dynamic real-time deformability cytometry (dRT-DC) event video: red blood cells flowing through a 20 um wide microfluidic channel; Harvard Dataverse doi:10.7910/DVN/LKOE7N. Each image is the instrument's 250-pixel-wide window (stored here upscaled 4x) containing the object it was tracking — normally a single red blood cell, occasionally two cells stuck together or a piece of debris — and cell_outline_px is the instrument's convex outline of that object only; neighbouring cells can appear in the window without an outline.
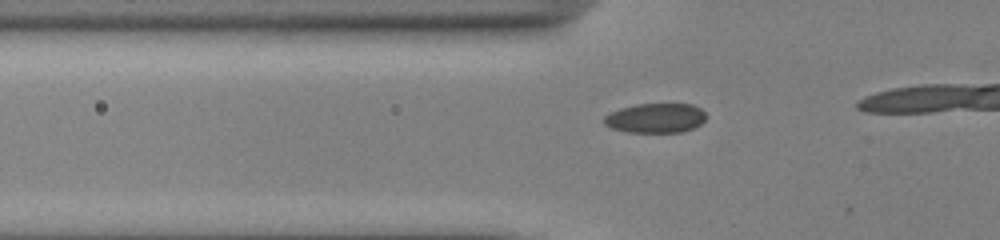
{"species": "common noctule bat (a hibernating species)", "species_latin": "Nyctalus noctula", "temperature_condition": "cold", "stored_images_in_passage": 10, "camera_frame_rate_fps": 3000, "um_per_image_px": 0.085, "animal": {"sex": "male", "body_mass_g": 13.0, "forearm_length_mm": 53.1}, "frame": {"image": 1, "passage_image": 4, "time_ms": 1.0, "image_size_px": [1000, 240], "cell_outline_px": [[704, 120], [700, 124], [692, 128], [680, 132], [628, 132], [612, 128], [604, 124], [604, 116], [620, 108], [636, 104], [692, 104], [700, 108], [704, 112]], "centroid_in_image_um": [55.7, 10.03], "position_along_channel_um": 70.1, "area_um2": 17.4}}
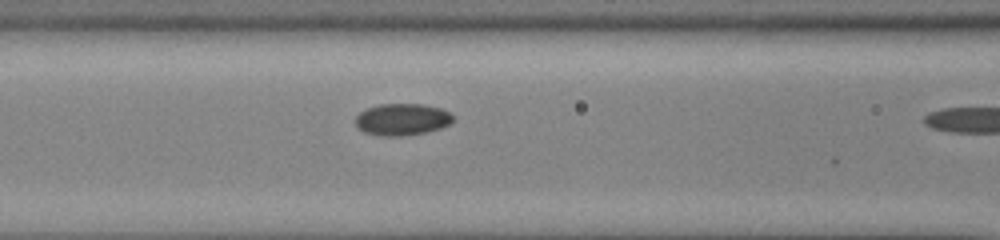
{"frame": {"image": 2, "passage_image": 9, "time_ms": 2.667, "image_size_px": [1000, 240], "cell_outline_px": [[452, 120], [448, 124], [440, 128], [424, 132], [400, 136], [384, 136], [364, 132], [356, 124], [356, 116], [360, 112], [368, 108], [380, 104], [420, 104], [440, 108], [452, 112]], "centroid_in_image_um": [34.18, 10.14], "position_along_channel_um": 132.4, "area_um2": 17.8}}